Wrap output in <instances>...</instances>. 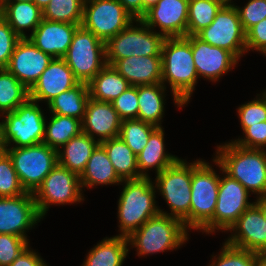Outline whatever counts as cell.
Segmentation results:
<instances>
[{
	"mask_svg": "<svg viewBox=\"0 0 266 266\" xmlns=\"http://www.w3.org/2000/svg\"><path fill=\"white\" fill-rule=\"evenodd\" d=\"M161 58L162 84L168 81L174 102L181 107L189 101L198 78L190 41L185 36L165 38Z\"/></svg>",
	"mask_w": 266,
	"mask_h": 266,
	"instance_id": "obj_1",
	"label": "cell"
},
{
	"mask_svg": "<svg viewBox=\"0 0 266 266\" xmlns=\"http://www.w3.org/2000/svg\"><path fill=\"white\" fill-rule=\"evenodd\" d=\"M214 162L248 192L266 194V150L244 148L233 142L218 146Z\"/></svg>",
	"mask_w": 266,
	"mask_h": 266,
	"instance_id": "obj_2",
	"label": "cell"
},
{
	"mask_svg": "<svg viewBox=\"0 0 266 266\" xmlns=\"http://www.w3.org/2000/svg\"><path fill=\"white\" fill-rule=\"evenodd\" d=\"M118 203L121 236L128 237L147 220L158 215L155 206V186L148 177L125 180Z\"/></svg>",
	"mask_w": 266,
	"mask_h": 266,
	"instance_id": "obj_3",
	"label": "cell"
},
{
	"mask_svg": "<svg viewBox=\"0 0 266 266\" xmlns=\"http://www.w3.org/2000/svg\"><path fill=\"white\" fill-rule=\"evenodd\" d=\"M220 177L208 163H192L190 228L213 232V214L216 208Z\"/></svg>",
	"mask_w": 266,
	"mask_h": 266,
	"instance_id": "obj_4",
	"label": "cell"
},
{
	"mask_svg": "<svg viewBox=\"0 0 266 266\" xmlns=\"http://www.w3.org/2000/svg\"><path fill=\"white\" fill-rule=\"evenodd\" d=\"M187 234L182 220L159 213L147 220L127 239L128 243H131L129 245L136 246L138 256H141L176 249L188 239Z\"/></svg>",
	"mask_w": 266,
	"mask_h": 266,
	"instance_id": "obj_5",
	"label": "cell"
},
{
	"mask_svg": "<svg viewBox=\"0 0 266 266\" xmlns=\"http://www.w3.org/2000/svg\"><path fill=\"white\" fill-rule=\"evenodd\" d=\"M5 152L26 192L34 193L58 163L57 150L42 143L27 147H10Z\"/></svg>",
	"mask_w": 266,
	"mask_h": 266,
	"instance_id": "obj_6",
	"label": "cell"
},
{
	"mask_svg": "<svg viewBox=\"0 0 266 266\" xmlns=\"http://www.w3.org/2000/svg\"><path fill=\"white\" fill-rule=\"evenodd\" d=\"M192 163L187 164L178 159L173 165L165 168L156 176V187L160 190L171 213L170 215L183 221L185 227L190 229V203H191Z\"/></svg>",
	"mask_w": 266,
	"mask_h": 266,
	"instance_id": "obj_7",
	"label": "cell"
},
{
	"mask_svg": "<svg viewBox=\"0 0 266 266\" xmlns=\"http://www.w3.org/2000/svg\"><path fill=\"white\" fill-rule=\"evenodd\" d=\"M63 59L75 78L88 84L107 65L105 43L79 26Z\"/></svg>",
	"mask_w": 266,
	"mask_h": 266,
	"instance_id": "obj_8",
	"label": "cell"
},
{
	"mask_svg": "<svg viewBox=\"0 0 266 266\" xmlns=\"http://www.w3.org/2000/svg\"><path fill=\"white\" fill-rule=\"evenodd\" d=\"M141 27L132 23L105 43L106 63L113 66L118 60L131 56H161L165 37L153 32L142 20H135Z\"/></svg>",
	"mask_w": 266,
	"mask_h": 266,
	"instance_id": "obj_9",
	"label": "cell"
},
{
	"mask_svg": "<svg viewBox=\"0 0 266 266\" xmlns=\"http://www.w3.org/2000/svg\"><path fill=\"white\" fill-rule=\"evenodd\" d=\"M5 116L2 123L6 148L11 142L15 143V147H27L43 142L46 121L37 102L28 99Z\"/></svg>",
	"mask_w": 266,
	"mask_h": 266,
	"instance_id": "obj_10",
	"label": "cell"
},
{
	"mask_svg": "<svg viewBox=\"0 0 266 266\" xmlns=\"http://www.w3.org/2000/svg\"><path fill=\"white\" fill-rule=\"evenodd\" d=\"M133 21H135L134 17L118 0H85L84 2L81 26L104 43L123 31Z\"/></svg>",
	"mask_w": 266,
	"mask_h": 266,
	"instance_id": "obj_11",
	"label": "cell"
},
{
	"mask_svg": "<svg viewBox=\"0 0 266 266\" xmlns=\"http://www.w3.org/2000/svg\"><path fill=\"white\" fill-rule=\"evenodd\" d=\"M196 36L212 46L231 52L237 59L247 52L246 32L234 4L223 6L213 22L199 31Z\"/></svg>",
	"mask_w": 266,
	"mask_h": 266,
	"instance_id": "obj_12",
	"label": "cell"
},
{
	"mask_svg": "<svg viewBox=\"0 0 266 266\" xmlns=\"http://www.w3.org/2000/svg\"><path fill=\"white\" fill-rule=\"evenodd\" d=\"M81 191L79 175L57 163L33 193L39 215L43 217L50 204L82 201Z\"/></svg>",
	"mask_w": 266,
	"mask_h": 266,
	"instance_id": "obj_13",
	"label": "cell"
},
{
	"mask_svg": "<svg viewBox=\"0 0 266 266\" xmlns=\"http://www.w3.org/2000/svg\"><path fill=\"white\" fill-rule=\"evenodd\" d=\"M249 192L236 179L225 175L220 178L216 208L213 214V232L215 229L228 230L240 215L254 203L248 202Z\"/></svg>",
	"mask_w": 266,
	"mask_h": 266,
	"instance_id": "obj_14",
	"label": "cell"
},
{
	"mask_svg": "<svg viewBox=\"0 0 266 266\" xmlns=\"http://www.w3.org/2000/svg\"><path fill=\"white\" fill-rule=\"evenodd\" d=\"M33 193L0 197V234H11L27 240L25 231L40 221Z\"/></svg>",
	"mask_w": 266,
	"mask_h": 266,
	"instance_id": "obj_15",
	"label": "cell"
},
{
	"mask_svg": "<svg viewBox=\"0 0 266 266\" xmlns=\"http://www.w3.org/2000/svg\"><path fill=\"white\" fill-rule=\"evenodd\" d=\"M52 59L24 38L17 42L6 69L30 90Z\"/></svg>",
	"mask_w": 266,
	"mask_h": 266,
	"instance_id": "obj_16",
	"label": "cell"
},
{
	"mask_svg": "<svg viewBox=\"0 0 266 266\" xmlns=\"http://www.w3.org/2000/svg\"><path fill=\"white\" fill-rule=\"evenodd\" d=\"M189 0H159L140 19L148 27H160L167 37L187 36Z\"/></svg>",
	"mask_w": 266,
	"mask_h": 266,
	"instance_id": "obj_17",
	"label": "cell"
},
{
	"mask_svg": "<svg viewBox=\"0 0 266 266\" xmlns=\"http://www.w3.org/2000/svg\"><path fill=\"white\" fill-rule=\"evenodd\" d=\"M191 43L194 65L197 75L211 81H217L222 74L227 73L238 59L229 51L212 46L202 41L196 35L185 36Z\"/></svg>",
	"mask_w": 266,
	"mask_h": 266,
	"instance_id": "obj_18",
	"label": "cell"
},
{
	"mask_svg": "<svg viewBox=\"0 0 266 266\" xmlns=\"http://www.w3.org/2000/svg\"><path fill=\"white\" fill-rule=\"evenodd\" d=\"M229 230L236 232L226 241L227 244L254 252L266 251V220L255 203L240 215Z\"/></svg>",
	"mask_w": 266,
	"mask_h": 266,
	"instance_id": "obj_19",
	"label": "cell"
},
{
	"mask_svg": "<svg viewBox=\"0 0 266 266\" xmlns=\"http://www.w3.org/2000/svg\"><path fill=\"white\" fill-rule=\"evenodd\" d=\"M79 83L63 58H53L29 90V99L35 102L46 100L49 103L53 98Z\"/></svg>",
	"mask_w": 266,
	"mask_h": 266,
	"instance_id": "obj_20",
	"label": "cell"
},
{
	"mask_svg": "<svg viewBox=\"0 0 266 266\" xmlns=\"http://www.w3.org/2000/svg\"><path fill=\"white\" fill-rule=\"evenodd\" d=\"M121 124L122 119L112 103L89 98L82 121V132L93 139L94 134L100 136L97 141L101 143L119 137Z\"/></svg>",
	"mask_w": 266,
	"mask_h": 266,
	"instance_id": "obj_21",
	"label": "cell"
},
{
	"mask_svg": "<svg viewBox=\"0 0 266 266\" xmlns=\"http://www.w3.org/2000/svg\"><path fill=\"white\" fill-rule=\"evenodd\" d=\"M78 27L77 24L42 19L28 39L52 58H63Z\"/></svg>",
	"mask_w": 266,
	"mask_h": 266,
	"instance_id": "obj_22",
	"label": "cell"
},
{
	"mask_svg": "<svg viewBox=\"0 0 266 266\" xmlns=\"http://www.w3.org/2000/svg\"><path fill=\"white\" fill-rule=\"evenodd\" d=\"M113 66L132 86L162 83L161 56H131Z\"/></svg>",
	"mask_w": 266,
	"mask_h": 266,
	"instance_id": "obj_23",
	"label": "cell"
},
{
	"mask_svg": "<svg viewBox=\"0 0 266 266\" xmlns=\"http://www.w3.org/2000/svg\"><path fill=\"white\" fill-rule=\"evenodd\" d=\"M1 16L21 38H28L24 29L32 28V33L41 23L42 10L34 2L2 1Z\"/></svg>",
	"mask_w": 266,
	"mask_h": 266,
	"instance_id": "obj_24",
	"label": "cell"
},
{
	"mask_svg": "<svg viewBox=\"0 0 266 266\" xmlns=\"http://www.w3.org/2000/svg\"><path fill=\"white\" fill-rule=\"evenodd\" d=\"M99 144L88 134L81 132L61 147L64 148L63 151H57L58 164L80 176Z\"/></svg>",
	"mask_w": 266,
	"mask_h": 266,
	"instance_id": "obj_25",
	"label": "cell"
},
{
	"mask_svg": "<svg viewBox=\"0 0 266 266\" xmlns=\"http://www.w3.org/2000/svg\"><path fill=\"white\" fill-rule=\"evenodd\" d=\"M164 147L163 129L162 127H157L150 134L144 149L137 155L139 174L142 177H148V174L145 172L147 169L154 167L156 173L159 174L161 171L173 165L179 159L170 154H166Z\"/></svg>",
	"mask_w": 266,
	"mask_h": 266,
	"instance_id": "obj_26",
	"label": "cell"
},
{
	"mask_svg": "<svg viewBox=\"0 0 266 266\" xmlns=\"http://www.w3.org/2000/svg\"><path fill=\"white\" fill-rule=\"evenodd\" d=\"M80 185L92 187L100 184L122 183L116 174L113 164L110 162L105 148L99 144L89 158L85 170L81 173Z\"/></svg>",
	"mask_w": 266,
	"mask_h": 266,
	"instance_id": "obj_27",
	"label": "cell"
},
{
	"mask_svg": "<svg viewBox=\"0 0 266 266\" xmlns=\"http://www.w3.org/2000/svg\"><path fill=\"white\" fill-rule=\"evenodd\" d=\"M100 144L105 148L116 174L122 181L142 177L139 174L137 156L120 137L105 140Z\"/></svg>",
	"mask_w": 266,
	"mask_h": 266,
	"instance_id": "obj_28",
	"label": "cell"
},
{
	"mask_svg": "<svg viewBox=\"0 0 266 266\" xmlns=\"http://www.w3.org/2000/svg\"><path fill=\"white\" fill-rule=\"evenodd\" d=\"M129 86L114 66L108 64L88 83L90 98L110 103Z\"/></svg>",
	"mask_w": 266,
	"mask_h": 266,
	"instance_id": "obj_29",
	"label": "cell"
},
{
	"mask_svg": "<svg viewBox=\"0 0 266 266\" xmlns=\"http://www.w3.org/2000/svg\"><path fill=\"white\" fill-rule=\"evenodd\" d=\"M127 244V237L121 235L103 239L88 253L83 266H122L129 251Z\"/></svg>",
	"mask_w": 266,
	"mask_h": 266,
	"instance_id": "obj_30",
	"label": "cell"
},
{
	"mask_svg": "<svg viewBox=\"0 0 266 266\" xmlns=\"http://www.w3.org/2000/svg\"><path fill=\"white\" fill-rule=\"evenodd\" d=\"M89 98L88 84L79 83L74 88L62 92L47 104L52 114L74 117L83 121Z\"/></svg>",
	"mask_w": 266,
	"mask_h": 266,
	"instance_id": "obj_31",
	"label": "cell"
},
{
	"mask_svg": "<svg viewBox=\"0 0 266 266\" xmlns=\"http://www.w3.org/2000/svg\"><path fill=\"white\" fill-rule=\"evenodd\" d=\"M162 83L138 85V114L137 119L156 127H161L164 112V89Z\"/></svg>",
	"mask_w": 266,
	"mask_h": 266,
	"instance_id": "obj_32",
	"label": "cell"
},
{
	"mask_svg": "<svg viewBox=\"0 0 266 266\" xmlns=\"http://www.w3.org/2000/svg\"><path fill=\"white\" fill-rule=\"evenodd\" d=\"M81 132V120L74 117L53 114L48 126H45L43 143L58 151L60 147Z\"/></svg>",
	"mask_w": 266,
	"mask_h": 266,
	"instance_id": "obj_33",
	"label": "cell"
},
{
	"mask_svg": "<svg viewBox=\"0 0 266 266\" xmlns=\"http://www.w3.org/2000/svg\"><path fill=\"white\" fill-rule=\"evenodd\" d=\"M29 99L27 89L6 68H0V112L10 113Z\"/></svg>",
	"mask_w": 266,
	"mask_h": 266,
	"instance_id": "obj_34",
	"label": "cell"
},
{
	"mask_svg": "<svg viewBox=\"0 0 266 266\" xmlns=\"http://www.w3.org/2000/svg\"><path fill=\"white\" fill-rule=\"evenodd\" d=\"M222 7L216 0H189L187 35H196L208 27Z\"/></svg>",
	"mask_w": 266,
	"mask_h": 266,
	"instance_id": "obj_35",
	"label": "cell"
},
{
	"mask_svg": "<svg viewBox=\"0 0 266 266\" xmlns=\"http://www.w3.org/2000/svg\"><path fill=\"white\" fill-rule=\"evenodd\" d=\"M85 0H50L43 8L45 20L72 23L81 26Z\"/></svg>",
	"mask_w": 266,
	"mask_h": 266,
	"instance_id": "obj_36",
	"label": "cell"
},
{
	"mask_svg": "<svg viewBox=\"0 0 266 266\" xmlns=\"http://www.w3.org/2000/svg\"><path fill=\"white\" fill-rule=\"evenodd\" d=\"M157 127L139 119L122 120L119 137L137 156L146 146L150 134Z\"/></svg>",
	"mask_w": 266,
	"mask_h": 266,
	"instance_id": "obj_37",
	"label": "cell"
},
{
	"mask_svg": "<svg viewBox=\"0 0 266 266\" xmlns=\"http://www.w3.org/2000/svg\"><path fill=\"white\" fill-rule=\"evenodd\" d=\"M12 159L4 152L0 156V197H15L25 194Z\"/></svg>",
	"mask_w": 266,
	"mask_h": 266,
	"instance_id": "obj_38",
	"label": "cell"
},
{
	"mask_svg": "<svg viewBox=\"0 0 266 266\" xmlns=\"http://www.w3.org/2000/svg\"><path fill=\"white\" fill-rule=\"evenodd\" d=\"M257 262L258 252L239 249L225 242L217 261L213 260L209 266H257Z\"/></svg>",
	"mask_w": 266,
	"mask_h": 266,
	"instance_id": "obj_39",
	"label": "cell"
},
{
	"mask_svg": "<svg viewBox=\"0 0 266 266\" xmlns=\"http://www.w3.org/2000/svg\"><path fill=\"white\" fill-rule=\"evenodd\" d=\"M262 99H256L238 108L243 131L256 123L266 121V94L263 92Z\"/></svg>",
	"mask_w": 266,
	"mask_h": 266,
	"instance_id": "obj_40",
	"label": "cell"
},
{
	"mask_svg": "<svg viewBox=\"0 0 266 266\" xmlns=\"http://www.w3.org/2000/svg\"><path fill=\"white\" fill-rule=\"evenodd\" d=\"M111 103L122 120L137 119L139 109L138 86H129Z\"/></svg>",
	"mask_w": 266,
	"mask_h": 266,
	"instance_id": "obj_41",
	"label": "cell"
},
{
	"mask_svg": "<svg viewBox=\"0 0 266 266\" xmlns=\"http://www.w3.org/2000/svg\"><path fill=\"white\" fill-rule=\"evenodd\" d=\"M28 247V240L11 234H0V266H10Z\"/></svg>",
	"mask_w": 266,
	"mask_h": 266,
	"instance_id": "obj_42",
	"label": "cell"
},
{
	"mask_svg": "<svg viewBox=\"0 0 266 266\" xmlns=\"http://www.w3.org/2000/svg\"><path fill=\"white\" fill-rule=\"evenodd\" d=\"M20 39L7 21L0 16V68L7 67L14 48Z\"/></svg>",
	"mask_w": 266,
	"mask_h": 266,
	"instance_id": "obj_43",
	"label": "cell"
},
{
	"mask_svg": "<svg viewBox=\"0 0 266 266\" xmlns=\"http://www.w3.org/2000/svg\"><path fill=\"white\" fill-rule=\"evenodd\" d=\"M235 7L245 32L266 18V0H249L244 8Z\"/></svg>",
	"mask_w": 266,
	"mask_h": 266,
	"instance_id": "obj_44",
	"label": "cell"
},
{
	"mask_svg": "<svg viewBox=\"0 0 266 266\" xmlns=\"http://www.w3.org/2000/svg\"><path fill=\"white\" fill-rule=\"evenodd\" d=\"M245 138L232 141L238 146L251 149H261L266 146V121L256 123L244 130Z\"/></svg>",
	"mask_w": 266,
	"mask_h": 266,
	"instance_id": "obj_45",
	"label": "cell"
},
{
	"mask_svg": "<svg viewBox=\"0 0 266 266\" xmlns=\"http://www.w3.org/2000/svg\"><path fill=\"white\" fill-rule=\"evenodd\" d=\"M250 48L266 56V18L246 31V50Z\"/></svg>",
	"mask_w": 266,
	"mask_h": 266,
	"instance_id": "obj_46",
	"label": "cell"
},
{
	"mask_svg": "<svg viewBox=\"0 0 266 266\" xmlns=\"http://www.w3.org/2000/svg\"><path fill=\"white\" fill-rule=\"evenodd\" d=\"M28 248L24 249L10 266H47L40 256Z\"/></svg>",
	"mask_w": 266,
	"mask_h": 266,
	"instance_id": "obj_47",
	"label": "cell"
},
{
	"mask_svg": "<svg viewBox=\"0 0 266 266\" xmlns=\"http://www.w3.org/2000/svg\"><path fill=\"white\" fill-rule=\"evenodd\" d=\"M135 20L142 18V0H118Z\"/></svg>",
	"mask_w": 266,
	"mask_h": 266,
	"instance_id": "obj_48",
	"label": "cell"
},
{
	"mask_svg": "<svg viewBox=\"0 0 266 266\" xmlns=\"http://www.w3.org/2000/svg\"><path fill=\"white\" fill-rule=\"evenodd\" d=\"M262 211L264 218L266 220V194L259 196L257 202H254Z\"/></svg>",
	"mask_w": 266,
	"mask_h": 266,
	"instance_id": "obj_49",
	"label": "cell"
},
{
	"mask_svg": "<svg viewBox=\"0 0 266 266\" xmlns=\"http://www.w3.org/2000/svg\"><path fill=\"white\" fill-rule=\"evenodd\" d=\"M159 0H142V17L152 6L156 5Z\"/></svg>",
	"mask_w": 266,
	"mask_h": 266,
	"instance_id": "obj_50",
	"label": "cell"
},
{
	"mask_svg": "<svg viewBox=\"0 0 266 266\" xmlns=\"http://www.w3.org/2000/svg\"><path fill=\"white\" fill-rule=\"evenodd\" d=\"M257 266H266V251L258 252Z\"/></svg>",
	"mask_w": 266,
	"mask_h": 266,
	"instance_id": "obj_51",
	"label": "cell"
},
{
	"mask_svg": "<svg viewBox=\"0 0 266 266\" xmlns=\"http://www.w3.org/2000/svg\"><path fill=\"white\" fill-rule=\"evenodd\" d=\"M50 0H33V2L41 9L45 8L49 4Z\"/></svg>",
	"mask_w": 266,
	"mask_h": 266,
	"instance_id": "obj_52",
	"label": "cell"
},
{
	"mask_svg": "<svg viewBox=\"0 0 266 266\" xmlns=\"http://www.w3.org/2000/svg\"><path fill=\"white\" fill-rule=\"evenodd\" d=\"M0 148H6L5 142L3 139V123L0 122Z\"/></svg>",
	"mask_w": 266,
	"mask_h": 266,
	"instance_id": "obj_53",
	"label": "cell"
},
{
	"mask_svg": "<svg viewBox=\"0 0 266 266\" xmlns=\"http://www.w3.org/2000/svg\"><path fill=\"white\" fill-rule=\"evenodd\" d=\"M216 1L221 3L223 6H232V4L229 3L231 0H216Z\"/></svg>",
	"mask_w": 266,
	"mask_h": 266,
	"instance_id": "obj_54",
	"label": "cell"
},
{
	"mask_svg": "<svg viewBox=\"0 0 266 266\" xmlns=\"http://www.w3.org/2000/svg\"><path fill=\"white\" fill-rule=\"evenodd\" d=\"M2 1H17V2L25 1V2H33V0H2Z\"/></svg>",
	"mask_w": 266,
	"mask_h": 266,
	"instance_id": "obj_55",
	"label": "cell"
},
{
	"mask_svg": "<svg viewBox=\"0 0 266 266\" xmlns=\"http://www.w3.org/2000/svg\"><path fill=\"white\" fill-rule=\"evenodd\" d=\"M6 148H0V156L5 152Z\"/></svg>",
	"mask_w": 266,
	"mask_h": 266,
	"instance_id": "obj_56",
	"label": "cell"
},
{
	"mask_svg": "<svg viewBox=\"0 0 266 266\" xmlns=\"http://www.w3.org/2000/svg\"><path fill=\"white\" fill-rule=\"evenodd\" d=\"M2 0H0V16H1Z\"/></svg>",
	"mask_w": 266,
	"mask_h": 266,
	"instance_id": "obj_57",
	"label": "cell"
}]
</instances>
